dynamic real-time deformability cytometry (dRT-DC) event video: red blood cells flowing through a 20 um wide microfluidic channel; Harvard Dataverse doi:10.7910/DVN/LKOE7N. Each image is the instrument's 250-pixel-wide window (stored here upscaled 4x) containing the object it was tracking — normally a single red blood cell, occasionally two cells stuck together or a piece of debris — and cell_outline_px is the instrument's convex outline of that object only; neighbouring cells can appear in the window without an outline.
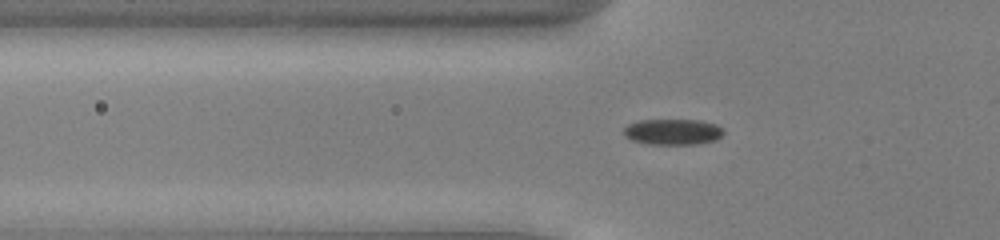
{"species": "common noctule bat (a hibernating species)", "species_latin": "Nyctalus noctula", "temperature_condition": "cold", "stored_images_in_passage": 47, "camera_frame_rate_fps": 3000, "um_per_image_px": 0.085, "animal": {"sex": "male", "body_mass_g": 13.0, "forearm_length_mm": 53.1}, "frame": {"image": 1, "passage_image": 13, "time_ms": 4.0, "image_size_px": [1000, 240], "cell_outline_px": [[724, 132], [716, 140], [696, 144], [644, 144], [632, 140], [624, 136], [624, 128], [628, 124], [640, 120], [700, 120], [716, 124], [724, 128]], "centroid_in_image_um": [57.19, 11.21], "position_along_channel_um": 68.6, "area_um2": 15.14}}
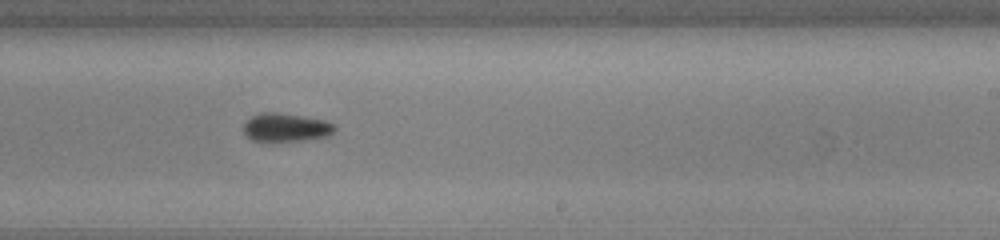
{"frame": {"image": 2, "passage_image": 28, "time_ms": 9.0, "image_size_px": [1000, 240], "cell_outline_px": [[336, 128], [328, 136], [304, 140], [268, 144], [252, 140], [244, 132], [244, 124], [252, 116], [260, 112], [276, 112], [324, 120], [336, 124]], "centroid_in_image_um": [24.28, 10.87], "position_along_channel_um": 264.7, "area_um2": 15.49}}
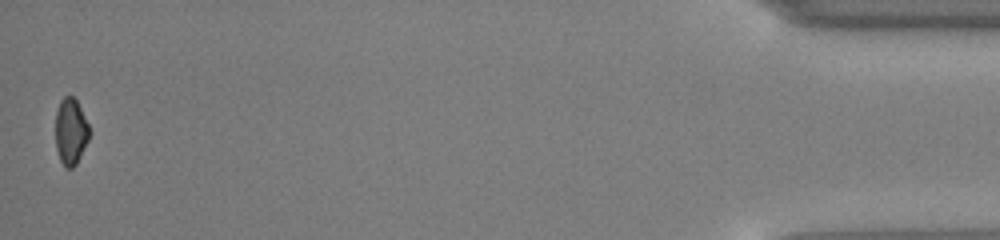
{"frame": {"image": 3, "passage_image": 47, "time_ms": 15.333, "image_size_px": [1000, 240], "cell_outline_px": [[88, 140], [76, 164], [72, 168], [64, 168], [60, 160], [56, 148], [56, 112], [60, 100], [64, 96], [72, 96], [76, 100], [88, 124]], "centroid_in_image_um": [5.99, 11.19], "position_along_channel_um": 429.2, "area_um2": 12.89}, "authors_computed_cell_mechanics": {"area_um2": 14.9702, "velocity_mm_per_s": 3.9646, "shape_relaxation_time_tau1_ms": 2.2722, "shape_relaxation_time_tau2_ms": null, "deformation_change_tau1": 0.0864, "deformation_change_tau2": null}}